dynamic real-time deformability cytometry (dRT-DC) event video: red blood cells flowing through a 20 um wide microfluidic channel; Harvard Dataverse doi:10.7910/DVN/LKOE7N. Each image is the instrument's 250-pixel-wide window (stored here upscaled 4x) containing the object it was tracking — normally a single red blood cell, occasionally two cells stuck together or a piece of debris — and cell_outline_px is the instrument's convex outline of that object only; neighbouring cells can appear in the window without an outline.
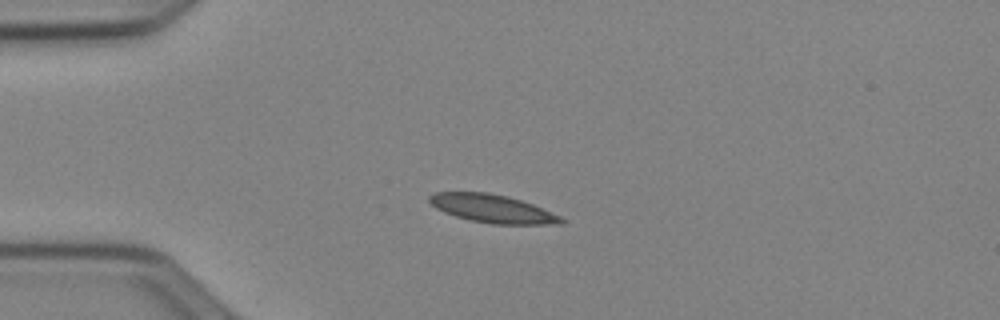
{"species": "Egyptian fruit bat (a non-hibernating species)", "species_latin": "Rousettus aegyptiacus", "temperature_condition": "cold", "stored_images_in_passage": 8, "camera_frame_rate_fps": 3000, "um_per_image_px": 0.085, "animal": {"sex": "female"}, "frame": {"image": 1, "passage_image": 1, "time_ms": 0.0, "image_size_px": [1000, 320], "cell_outline_px": [[568, 220], [564, 224], [492, 224], [472, 220], [456, 216], [444, 212], [436, 208], [428, 200], [428, 196], [436, 192], [488, 192], [508, 196], [532, 204], [560, 216]], "centroid_in_image_um": [41.88, 17.73], "position_along_channel_um": 43.1, "area_um2": 21.56}}
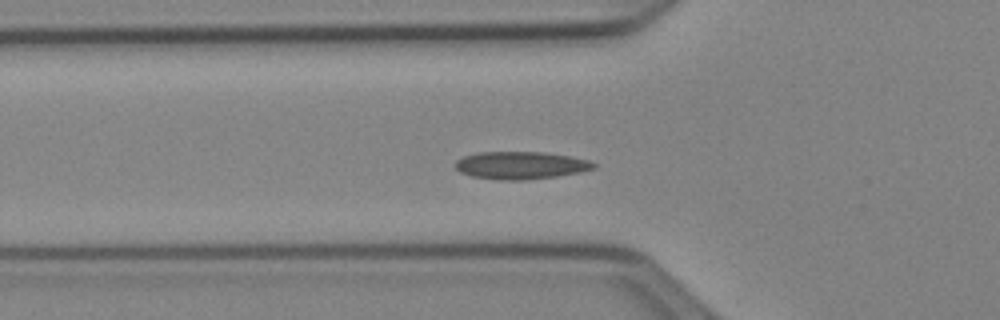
{"frame": {"image": 2, "passage_image": 6, "time_ms": 1.667, "image_size_px": [1000, 320], "cell_outline_px": [[596, 168], [580, 172], [556, 176], [524, 180], [500, 180], [472, 176], [460, 172], [456, 168], [456, 160], [464, 156], [480, 152], [544, 152], [568, 156], [588, 160], [596, 164]], "centroid_in_image_um": [44.26, 14.05], "position_along_channel_um": 81.5, "area_um2": 22.08}}